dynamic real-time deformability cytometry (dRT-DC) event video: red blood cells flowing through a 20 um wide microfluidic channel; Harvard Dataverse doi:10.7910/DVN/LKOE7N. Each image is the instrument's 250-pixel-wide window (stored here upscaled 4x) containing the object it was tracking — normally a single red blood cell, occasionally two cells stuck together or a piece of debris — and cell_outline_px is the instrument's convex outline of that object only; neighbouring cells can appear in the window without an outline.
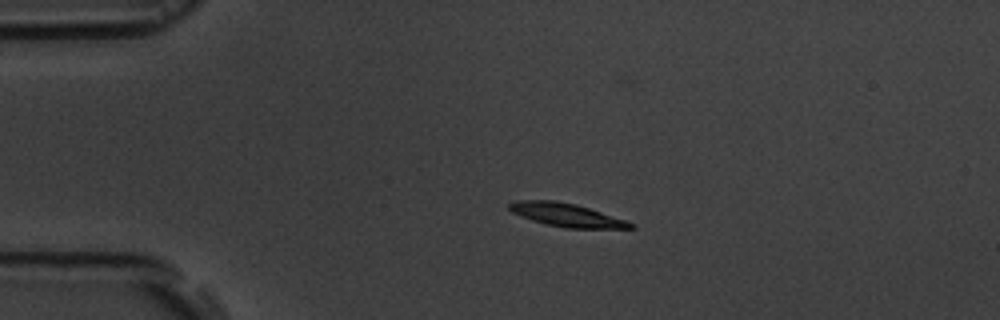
{"species": "common noctule bat (a hibernating species)", "species_latin": "Nyctalus noctula", "temperature_condition": "room temperature", "stored_images_in_passage": 2, "camera_frame_rate_fps": 3000, "um_per_image_px": 0.085, "animal": {"sex": "male", "body_mass_g": 19.5, "forearm_length_mm": 54.6}, "frame": {"image": 1, "passage_image": 1, "time_ms": 0.0, "image_size_px": [1000, 320], "cell_outline_px": [[636, 228], [564, 228], [544, 224], [520, 216], [512, 212], [508, 208], [508, 204], [516, 200], [556, 200], [576, 204], [628, 220], [636, 224]], "centroid_in_image_um": [48.17, 18.27], "position_along_channel_um": 36.8, "area_um2": 16.7}}